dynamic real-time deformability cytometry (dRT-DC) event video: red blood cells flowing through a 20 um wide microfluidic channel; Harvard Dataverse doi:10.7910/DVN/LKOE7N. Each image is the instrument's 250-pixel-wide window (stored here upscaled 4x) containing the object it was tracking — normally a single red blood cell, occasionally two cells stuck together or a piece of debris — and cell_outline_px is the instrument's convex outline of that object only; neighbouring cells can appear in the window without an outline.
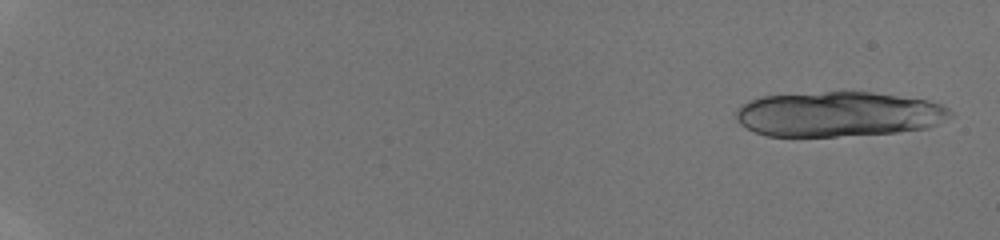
{"species": "human", "species_latin": "Homo sapiens", "temperature_condition": "room temperature", "stored_images_in_passage": 16, "camera_frame_rate_fps": 3000, "um_per_image_px": 0.085, "donor": {"sex": "male"}, "frame": {"image": 1, "passage_image": 1, "time_ms": 0.0, "image_size_px": [1000, 240], "cell_outline_px": [[952, 116], [928, 128], [896, 132], [836, 136], [768, 136], [756, 132], [740, 124], [736, 120], [736, 108], [740, 104], [748, 100], [760, 96], [824, 92], [872, 92], [928, 100], [940, 104], [948, 108], [952, 112]], "centroid_in_image_um": [71.24, 9.7], "position_along_channel_um": 13.8, "area_um2": 56.24}}